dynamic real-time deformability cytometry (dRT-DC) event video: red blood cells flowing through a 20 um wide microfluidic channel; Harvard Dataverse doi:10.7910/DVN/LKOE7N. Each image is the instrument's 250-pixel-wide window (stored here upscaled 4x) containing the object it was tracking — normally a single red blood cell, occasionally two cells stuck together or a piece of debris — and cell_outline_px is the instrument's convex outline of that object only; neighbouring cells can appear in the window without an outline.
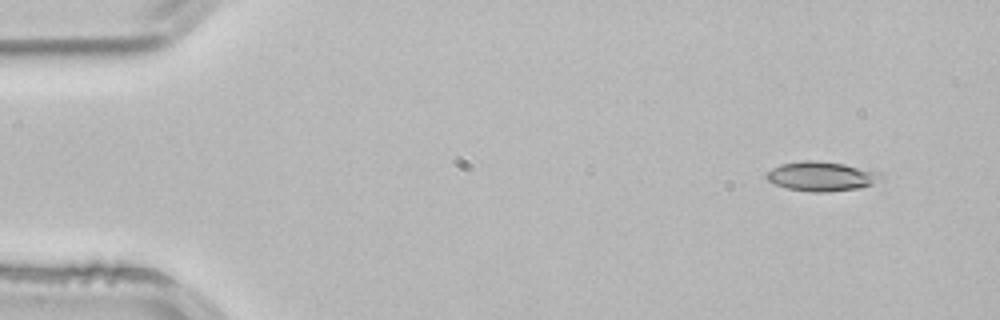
{"species": "common noctule bat (a hibernating species)", "species_latin": "Nyctalus noctula", "temperature_condition": "room temperature", "stored_images_in_passage": 3, "camera_frame_rate_fps": 3000, "um_per_image_px": 0.085, "animal": {"sex": "male", "body_mass_g": 21.5, "forearm_length_mm": 52.0}, "frame": {"image": 1, "passage_image": 1, "time_ms": 0.0, "image_size_px": [1000, 320], "cell_outline_px": [[884, 176], [880, 180], [872, 184], [860, 188], [828, 192], [812, 192], [784, 188], [768, 180], [764, 176], [772, 168], [780, 164], [808, 160], [844, 164], [880, 172]], "centroid_in_image_um": [69.83, 15.0], "position_along_channel_um": 15.2, "area_um2": 19.59}}